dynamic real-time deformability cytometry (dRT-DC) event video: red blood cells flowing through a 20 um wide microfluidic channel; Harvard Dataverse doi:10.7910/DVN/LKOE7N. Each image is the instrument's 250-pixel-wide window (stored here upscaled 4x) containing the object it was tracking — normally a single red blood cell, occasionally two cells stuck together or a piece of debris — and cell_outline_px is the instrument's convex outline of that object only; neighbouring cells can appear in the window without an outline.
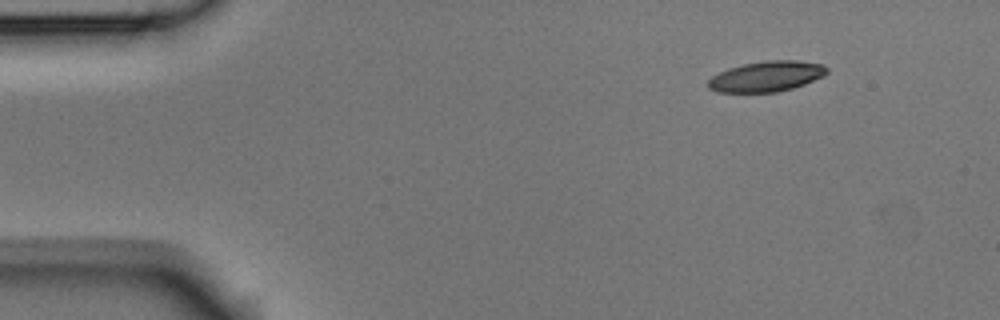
{"species": "Egyptian fruit bat (a non-hibernating species)", "species_latin": "Rousettus aegyptiacus", "temperature_condition": "room temperature", "stored_images_in_passage": 7, "camera_frame_rate_fps": 3000, "um_per_image_px": 0.085, "animal": {"sex": "male"}, "frame": {"image": 1, "passage_image": 1, "time_ms": 0.0, "image_size_px": [1000, 320], "cell_outline_px": [[828, 72], [824, 76], [804, 84], [792, 88], [776, 92], [716, 92], [708, 88], [708, 80], [712, 76], [728, 68], [744, 64], [764, 60], [796, 60], [824, 64], [828, 68]], "centroid_in_image_um": [65.16, 6.48], "position_along_channel_um": 19.8, "area_um2": 21.15}}
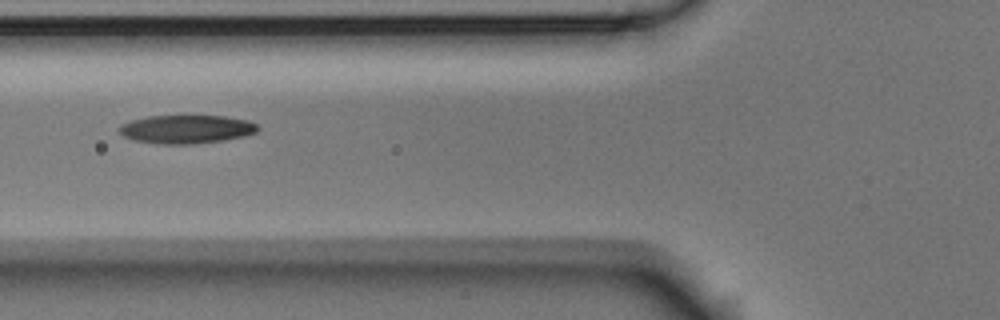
{"frame": {"image": 2, "passage_image": 5, "time_ms": 1.333, "image_size_px": [1000, 320], "cell_outline_px": [[260, 128], [256, 132], [244, 136], [224, 140], [192, 144], [156, 144], [132, 140], [124, 136], [116, 128], [120, 124], [132, 120], [148, 116], [224, 116], [248, 120], [256, 124]], "centroid_in_image_um": [15.81, 10.99], "position_along_channel_um": 110.0, "area_um2": 23.12}}
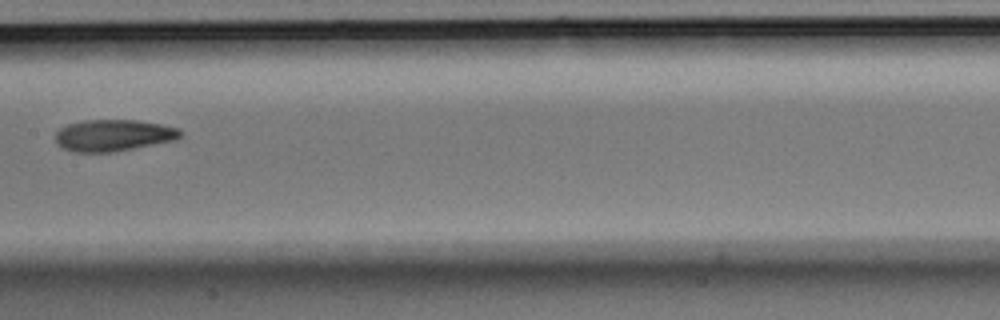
{"frame": {"image": 3, "passage_image": 7, "time_ms": 2.0, "image_size_px": [1000, 320], "cell_outline_px": [[180, 136], [176, 140], [112, 152], [76, 152], [60, 148], [56, 144], [56, 132], [60, 128], [68, 124], [84, 120], [136, 120], [160, 124], [180, 128]], "centroid_in_image_um": [9.61, 11.5], "position_along_channel_um": 197.8, "area_um2": 23.0}}